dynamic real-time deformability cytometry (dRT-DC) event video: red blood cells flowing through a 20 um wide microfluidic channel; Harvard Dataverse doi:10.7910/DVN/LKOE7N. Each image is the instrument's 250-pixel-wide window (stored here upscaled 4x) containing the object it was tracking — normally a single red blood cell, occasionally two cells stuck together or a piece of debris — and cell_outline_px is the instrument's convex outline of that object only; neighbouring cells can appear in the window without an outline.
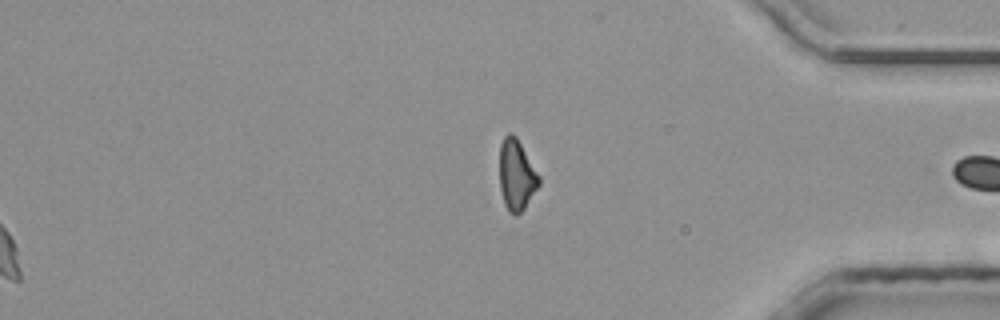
{"species": "common noctule bat (a hibernating species)", "species_latin": "Nyctalus noctula", "temperature_condition": "room temperature", "stored_images_in_passage": 43, "segment_of_instrument_passage": [2, 2], "camera_frame_rate_fps": 3000, "um_per_image_px": 0.085, "animal": {"sex": "male", "body_mass_g": 20.4}, "frame": {"image": 1, "passage_image": 43, "time_ms": 14.0, "image_size_px": [1000, 320], "cell_outline_px": [[540, 184], [524, 208], [516, 216], [508, 212], [504, 204], [500, 188], [500, 144], [504, 136], [508, 132], [512, 132], [516, 136], [540, 176]], "centroid_in_image_um": [43.89, 14.87], "position_along_channel_um": 391.3, "area_um2": 16.3}}